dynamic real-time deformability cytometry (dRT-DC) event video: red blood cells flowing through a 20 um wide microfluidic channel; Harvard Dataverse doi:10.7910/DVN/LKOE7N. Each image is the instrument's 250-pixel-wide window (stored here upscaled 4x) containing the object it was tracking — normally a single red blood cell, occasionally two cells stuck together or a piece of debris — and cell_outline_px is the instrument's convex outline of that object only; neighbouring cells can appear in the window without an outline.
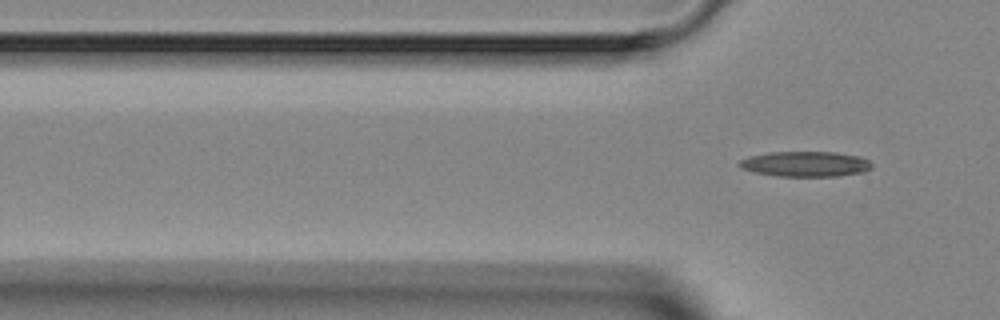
{"species": "Egyptian fruit bat (a non-hibernating species)", "species_latin": "Rousettus aegyptiacus", "temperature_condition": "room temperature", "stored_images_in_passage": 6, "camera_frame_rate_fps": 3000, "um_per_image_px": 0.085, "animal": {"sex": "female"}, "frame": {"image": 1, "passage_image": 6, "time_ms": 6.667, "image_size_px": [1000, 320], "cell_outline_px": [[872, 168], [864, 172], [840, 176], [780, 176], [756, 172], [740, 168], [736, 164], [740, 160], [748, 156], [768, 152], [836, 152], [860, 156], [868, 160], [872, 164]], "centroid_in_image_um": [68.47, 13.93], "position_along_channel_um": 57.3, "area_um2": 19.65}}